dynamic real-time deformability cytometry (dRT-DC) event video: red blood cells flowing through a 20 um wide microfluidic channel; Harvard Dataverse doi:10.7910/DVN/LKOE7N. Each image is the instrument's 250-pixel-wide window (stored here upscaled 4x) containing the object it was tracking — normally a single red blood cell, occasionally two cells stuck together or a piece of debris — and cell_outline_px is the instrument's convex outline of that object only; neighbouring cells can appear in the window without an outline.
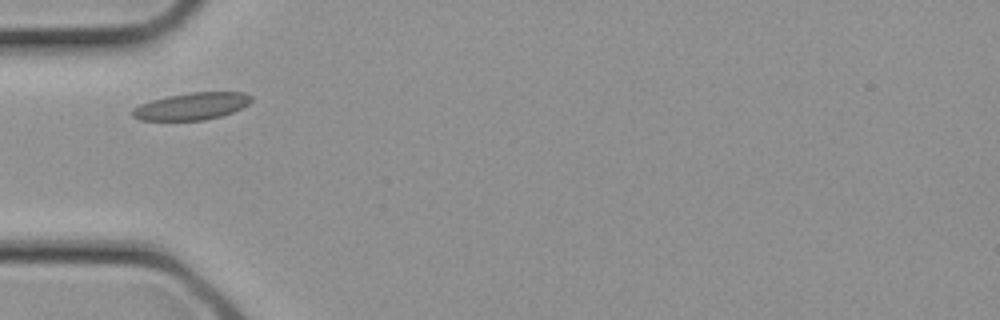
{"species": "common noctule bat (a hibernating species)", "species_latin": "Nyctalus noctula", "temperature_condition": "cold", "stored_images_in_passage": 2, "camera_frame_rate_fps": 3000, "um_per_image_px": 0.085, "animal": {"sex": "female", "body_mass_g": 21.9}, "frame": {"image": 1, "passage_image": 2, "time_ms": 0.333, "image_size_px": [1000, 320], "cell_outline_px": [[252, 100], [248, 104], [232, 112], [220, 116], [204, 120], [140, 120], [132, 116], [132, 108], [140, 104], [152, 100], [168, 96], [192, 92], [244, 92], [252, 96]], "centroid_in_image_um": [16.29, 9.03], "position_along_channel_um": 68.7, "area_um2": 18.67}}